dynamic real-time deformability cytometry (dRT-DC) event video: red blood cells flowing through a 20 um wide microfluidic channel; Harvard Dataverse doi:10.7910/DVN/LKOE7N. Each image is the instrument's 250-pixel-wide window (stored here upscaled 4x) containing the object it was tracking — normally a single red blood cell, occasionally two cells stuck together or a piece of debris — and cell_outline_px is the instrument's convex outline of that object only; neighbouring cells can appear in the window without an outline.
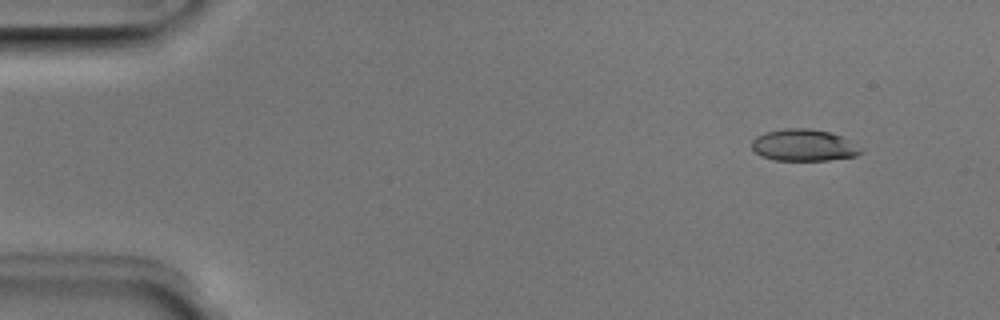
{"species": "Egyptian fruit bat (a non-hibernating species)", "species_latin": "Rousettus aegyptiacus", "temperature_condition": "room temperature", "stored_images_in_passage": 4, "camera_frame_rate_fps": 3000, "um_per_image_px": 0.085, "animal": {"sex": "male"}, "frame": {"image": 1, "passage_image": 2, "time_ms": 0.333, "image_size_px": [1000, 320], "cell_outline_px": [[864, 152], [856, 156], [828, 160], [776, 160], [760, 156], [752, 148], [752, 140], [756, 136], [764, 132], [784, 128], [808, 128], [828, 132], [840, 136], [864, 148]], "centroid_in_image_um": [68.32, 12.34], "position_along_channel_um": 16.7, "area_um2": 20.29}}